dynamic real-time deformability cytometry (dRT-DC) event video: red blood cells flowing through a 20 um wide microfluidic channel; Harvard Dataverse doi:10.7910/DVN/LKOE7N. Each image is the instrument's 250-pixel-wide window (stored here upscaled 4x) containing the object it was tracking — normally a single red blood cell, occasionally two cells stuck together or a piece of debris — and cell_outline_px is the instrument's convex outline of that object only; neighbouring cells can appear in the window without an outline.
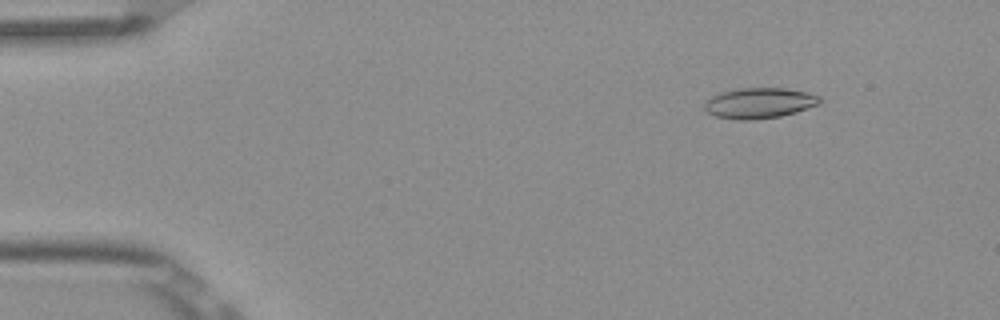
{"species": "Egyptian fruit bat (a non-hibernating species)", "species_latin": "Rousettus aegyptiacus", "temperature_condition": "room temperature", "stored_images_in_passage": 7, "camera_frame_rate_fps": 3000, "um_per_image_px": 0.085, "frame": {"image": 1, "passage_image": 2, "time_ms": 0.333, "image_size_px": [1000, 320], "cell_outline_px": [[824, 100], [820, 104], [796, 112], [780, 116], [752, 120], [740, 120], [716, 116], [704, 112], [704, 104], [712, 96], [720, 92], [740, 88], [784, 88], [808, 92], [820, 96]], "centroid_in_image_um": [64.57, 8.76], "position_along_channel_um": 20.4, "area_um2": 20.69}}
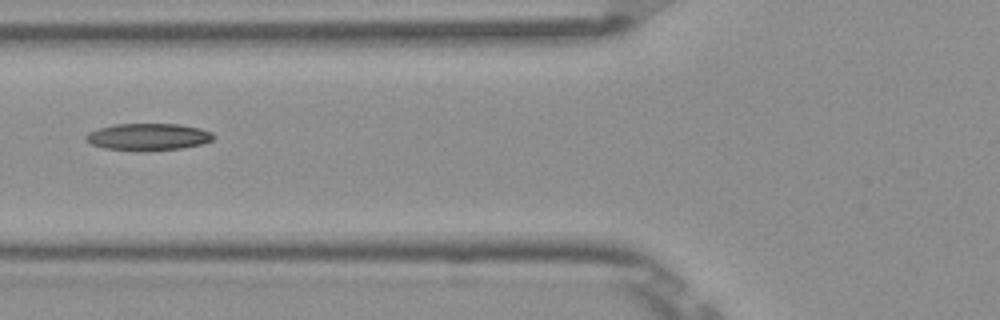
{"frame": {"image": 2, "passage_image": 6, "time_ms": 1.667, "image_size_px": [1000, 320], "cell_outline_px": [[216, 136], [212, 140], [204, 144], [184, 148], [144, 152], [136, 152], [104, 148], [92, 144], [84, 140], [84, 136], [88, 132], [112, 124], [180, 124], [200, 128], [212, 132]], "centroid_in_image_um": [12.6, 11.65], "position_along_channel_um": 113.2, "area_um2": 20.63}}
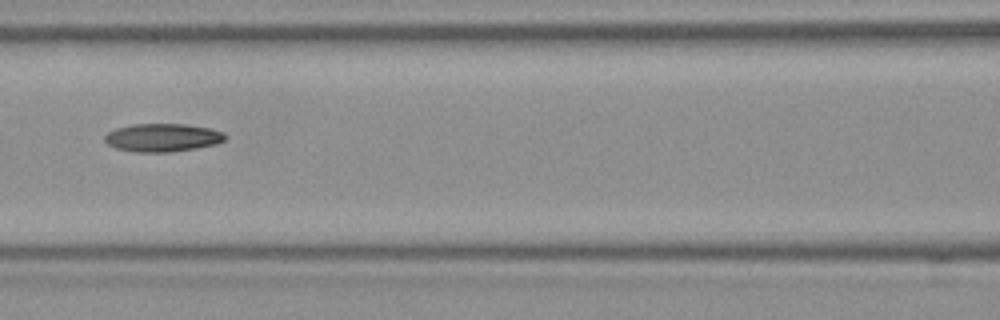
{"frame": {"image": 3, "passage_image": 7, "time_ms": 2.0, "image_size_px": [1000, 320], "cell_outline_px": [[228, 136], [224, 140], [216, 144], [196, 148], [172, 152], [136, 152], [116, 148], [108, 144], [104, 140], [104, 136], [108, 132], [116, 128], [132, 124], [184, 124], [212, 128], [224, 132]], "centroid_in_image_um": [13.84, 11.69], "position_along_channel_um": 152.8, "area_um2": 19.88}}